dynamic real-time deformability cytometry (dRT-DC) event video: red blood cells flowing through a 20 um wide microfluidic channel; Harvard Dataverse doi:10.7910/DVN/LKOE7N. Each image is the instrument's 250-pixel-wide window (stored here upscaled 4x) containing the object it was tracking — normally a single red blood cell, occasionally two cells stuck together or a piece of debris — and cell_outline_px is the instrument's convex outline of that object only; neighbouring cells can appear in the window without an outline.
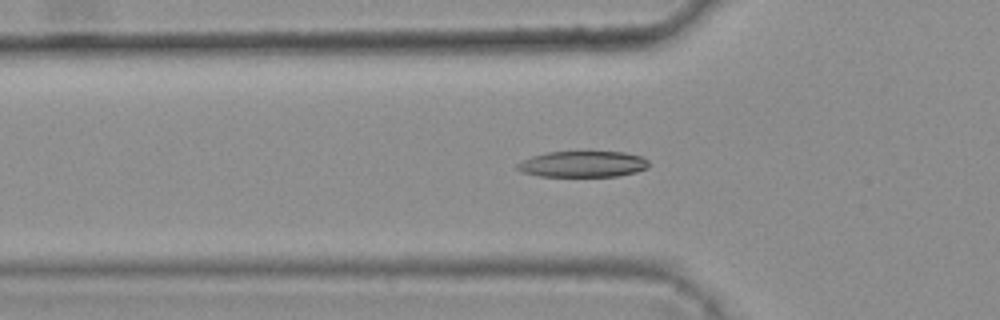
{"species": "common noctule bat (a hibernating species)", "species_latin": "Nyctalus noctula", "temperature_condition": "warm", "stored_images_in_passage": 46, "camera_frame_rate_fps": 3000, "um_per_image_px": 0.085, "animal": {"sex": "female", "body_mass_g": 25.1}, "frame": {"image": 1, "passage_image": 18, "time_ms": 5.667, "image_size_px": [1000, 320], "cell_outline_px": [[648, 168], [636, 172], [616, 176], [540, 176], [524, 172], [516, 168], [516, 164], [532, 156], [548, 152], [588, 148], [624, 152], [644, 156], [648, 160]], "centroid_in_image_um": [49.6, 13.88], "position_along_channel_um": 76.2, "area_um2": 20.98}}
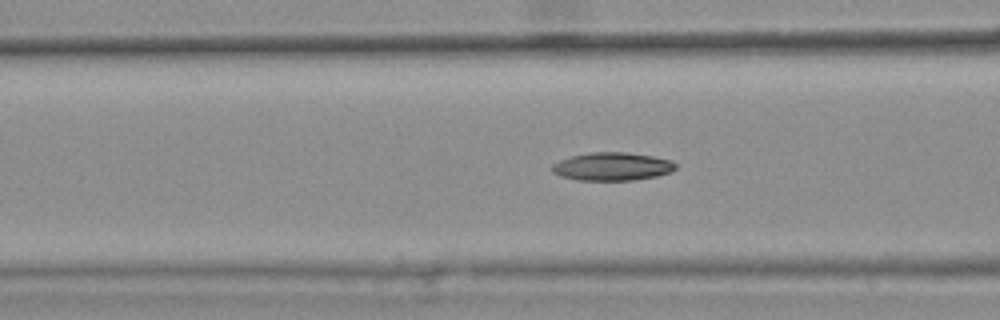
{"frame": {"image": 2, "passage_image": 21, "time_ms": 6.667, "image_size_px": [1000, 320], "cell_outline_px": [[676, 168], [672, 172], [656, 176], [636, 180], [576, 180], [560, 176], [552, 172], [552, 164], [560, 160], [572, 156], [588, 152], [624, 152], [652, 156], [672, 160], [676, 164]], "centroid_in_image_um": [52.04, 14.15], "position_along_channel_um": 114.6, "area_um2": 20.35}}
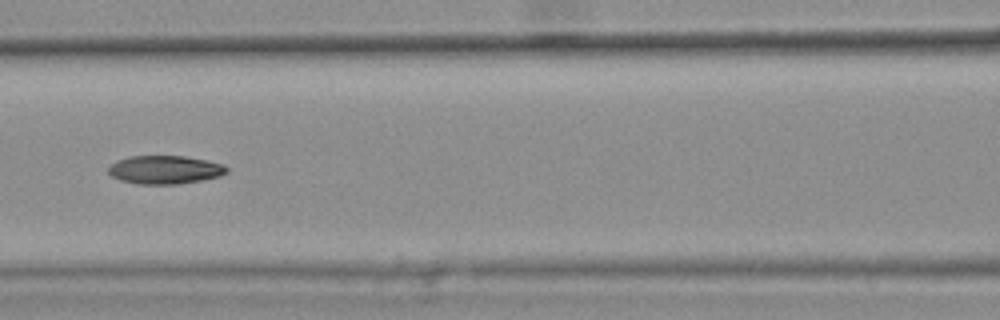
{"frame": {"image": 3, "passage_image": 24, "time_ms": 7.667, "image_size_px": [1000, 320], "cell_outline_px": [[228, 172], [220, 176], [200, 180], [176, 184], [136, 184], [120, 180], [112, 176], [108, 172], [108, 168], [116, 160], [128, 156], [184, 156], [224, 164], [228, 168]], "centroid_in_image_um": [14.0, 14.42], "position_along_channel_um": 152.6, "area_um2": 19.54}, "authors_computed_cell_mechanics": {"area_um2": 20.1144, "velocity_mm_per_s": 3.8074, "shape_relaxation_time_tau1_ms": 10.4554, "shape_relaxation_time_tau2_ms": 7.8544, "deformation_change_tau1": 0.2188, "deformation_change_tau2": 0.1365}}